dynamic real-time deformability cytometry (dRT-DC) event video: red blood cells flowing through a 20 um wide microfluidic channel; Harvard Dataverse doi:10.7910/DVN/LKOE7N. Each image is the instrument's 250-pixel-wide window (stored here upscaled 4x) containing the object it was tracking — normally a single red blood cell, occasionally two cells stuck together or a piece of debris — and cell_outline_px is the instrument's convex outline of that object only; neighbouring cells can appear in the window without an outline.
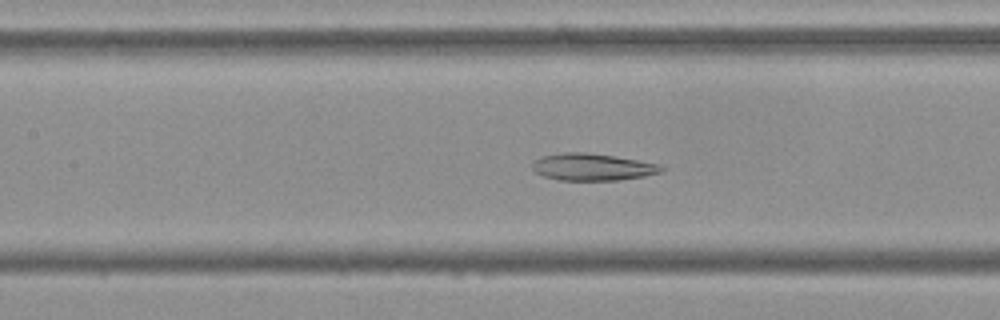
{"species": "Egyptian fruit bat (a non-hibernating species)", "species_latin": "Rousettus aegyptiacus", "temperature_condition": "cold", "stored_images_in_passage": 54, "camera_frame_rate_fps": 3000, "um_per_image_px": 0.085, "frame": {"image": 1, "passage_image": 24, "time_ms": 7.667, "image_size_px": [1000, 320], "cell_outline_px": [[664, 168], [660, 172], [644, 176], [616, 180], [560, 180], [544, 176], [536, 172], [532, 168], [532, 164], [536, 160], [544, 156], [564, 152], [584, 152], [612, 156], [660, 164]], "centroid_in_image_um": [50.35, 14.2], "position_along_channel_um": 157.1, "area_um2": 19.94}}
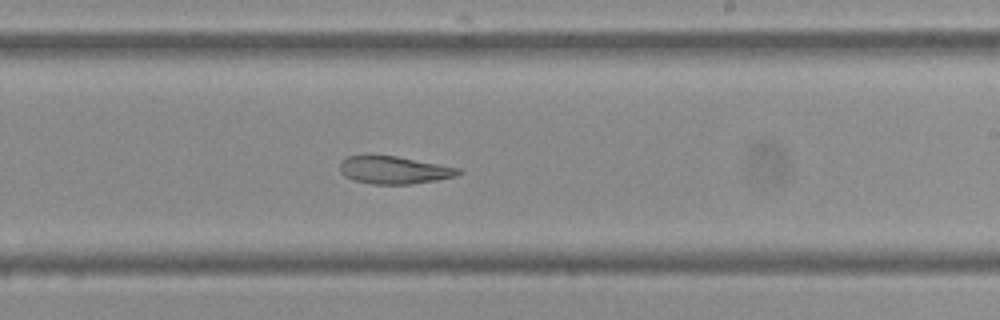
{"frame": {"image": 2, "passage_image": 32, "time_ms": 10.333, "image_size_px": [1000, 320], "cell_outline_px": [[464, 172], [456, 176], [436, 180], [412, 184], [372, 184], [352, 180], [344, 176], [340, 172], [340, 164], [348, 156], [396, 156], [460, 168]], "centroid_in_image_um": [33.52, 14.47], "position_along_channel_um": 255.5, "area_um2": 18.96}}
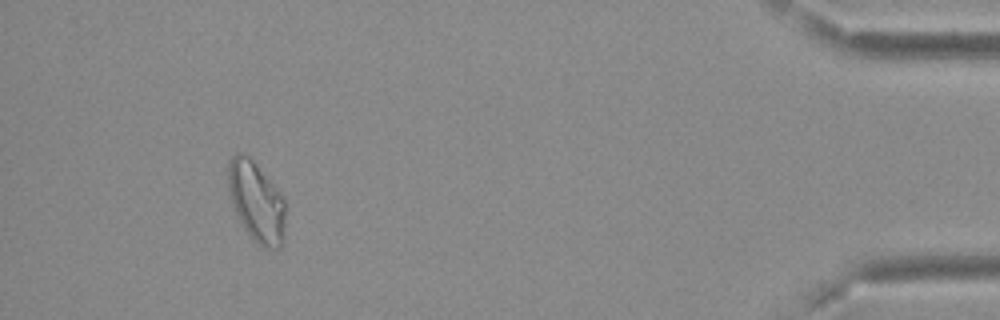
{"frame": {"image": 3, "passage_image": 50, "time_ms": 16.333, "image_size_px": [1000, 320], "cell_outline_px": [[284, 240], [280, 248], [264, 248], [244, 228], [236, 212], [228, 192], [228, 164], [232, 156], [236, 152], [244, 152], [252, 160], [284, 196]], "centroid_in_image_um": [21.79, 17.12], "position_along_channel_um": 413.4, "area_um2": 26.47}, "authors_computed_cell_mechanics": {"area_um2": 23.9003, "velocity_mm_per_s": 3.7104, "shape_relaxation_time_tau1_ms": null, "shape_relaxation_time_tau2_ms": 3.8972, "deformation_change_tau1": null, "deformation_change_tau2": 0.0972}}